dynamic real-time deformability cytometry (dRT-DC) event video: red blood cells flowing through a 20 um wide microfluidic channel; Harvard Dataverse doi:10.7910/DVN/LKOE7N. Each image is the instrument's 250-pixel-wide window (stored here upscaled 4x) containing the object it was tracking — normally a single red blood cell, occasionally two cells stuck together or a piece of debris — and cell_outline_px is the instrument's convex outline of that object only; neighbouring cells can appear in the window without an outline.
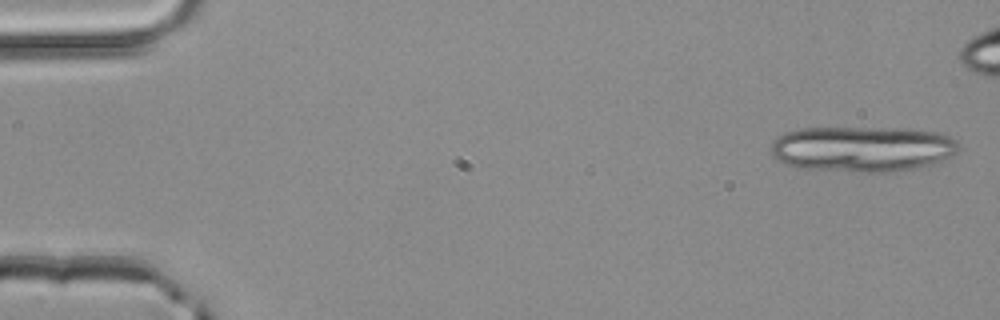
{"species": "common noctule bat (a hibernating species)", "species_latin": "Nyctalus noctula", "temperature_condition": "room temperature", "stored_images_in_passage": 3, "camera_frame_rate_fps": 3000, "um_per_image_px": 0.085, "animal": {"sex": "male", "body_mass_g": 20.4}, "frame": {"image": 1, "passage_image": 1, "time_ms": 0.0, "image_size_px": [1000, 320], "cell_outline_px": [[960, 148], [952, 156], [932, 164], [892, 172], [860, 172], [796, 168], [772, 156], [772, 140], [784, 132], [800, 128], [912, 128], [936, 132], [952, 136], [956, 140]], "centroid_in_image_um": [73.32, 12.64], "position_along_channel_um": 11.7, "area_um2": 50.34}}